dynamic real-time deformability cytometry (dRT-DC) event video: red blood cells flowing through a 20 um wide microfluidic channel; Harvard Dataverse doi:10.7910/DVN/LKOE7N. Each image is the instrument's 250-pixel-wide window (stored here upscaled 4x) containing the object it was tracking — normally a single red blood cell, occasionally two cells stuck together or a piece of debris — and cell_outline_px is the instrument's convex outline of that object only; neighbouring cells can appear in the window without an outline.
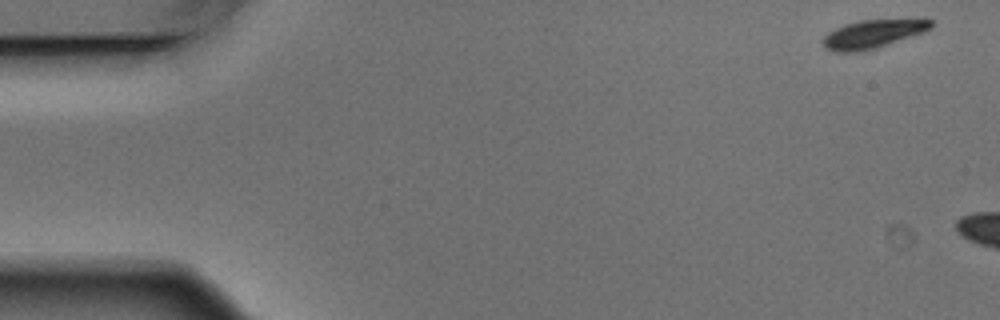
{"species": "Egyptian fruit bat (a non-hibernating species)", "species_latin": "Rousettus aegyptiacus", "temperature_condition": "warm", "stored_images_in_passage": 6, "camera_frame_rate_fps": 3000, "um_per_image_px": 0.085, "animal": {"sex": "male"}, "frame": {"image": 1, "passage_image": 1, "time_ms": 0.0, "image_size_px": [1000, 320], "cell_outline_px": [[932, 28], [924, 32], [864, 52], [832, 52], [824, 48], [824, 36], [828, 32], [844, 24], [860, 20], [916, 16], [924, 16], [932, 20]], "centroid_in_image_um": [74.31, 2.83], "position_along_channel_um": 10.7, "area_um2": 18.84}}
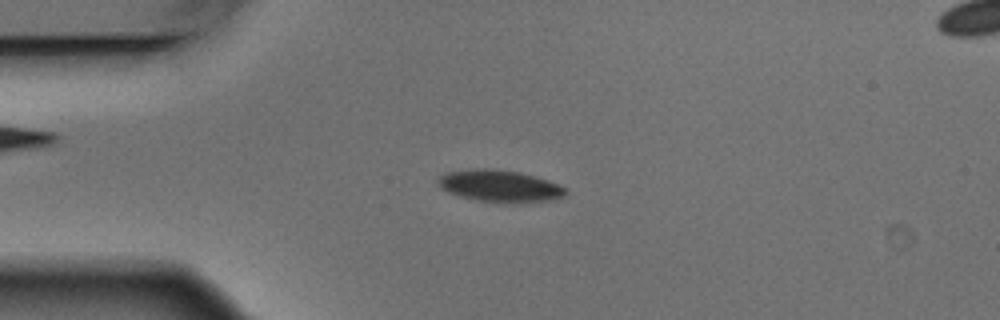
{"frame": {"image": 2, "passage_image": 5, "time_ms": 1.333, "image_size_px": [1000, 320], "cell_outline_px": [[568, 192], [564, 196], [552, 200], [504, 204], [476, 200], [460, 196], [448, 192], [436, 180], [440, 176], [448, 172], [476, 168], [484, 168], [520, 172], [548, 180], [568, 188]], "centroid_in_image_um": [42.54, 15.83], "position_along_channel_um": 42.5, "area_um2": 23.81}}